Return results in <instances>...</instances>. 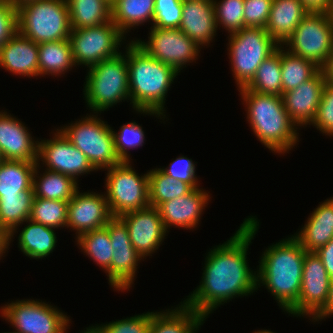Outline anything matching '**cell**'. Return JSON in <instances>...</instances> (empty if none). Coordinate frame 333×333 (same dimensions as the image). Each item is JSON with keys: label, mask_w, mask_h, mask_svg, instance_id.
Instances as JSON below:
<instances>
[{"label": "cell", "mask_w": 333, "mask_h": 333, "mask_svg": "<svg viewBox=\"0 0 333 333\" xmlns=\"http://www.w3.org/2000/svg\"><path fill=\"white\" fill-rule=\"evenodd\" d=\"M40 169L37 163L32 184L34 197L68 202L78 190L79 184L73 178L47 169L40 173Z\"/></svg>", "instance_id": "83f0119b"}, {"label": "cell", "mask_w": 333, "mask_h": 333, "mask_svg": "<svg viewBox=\"0 0 333 333\" xmlns=\"http://www.w3.org/2000/svg\"><path fill=\"white\" fill-rule=\"evenodd\" d=\"M155 0H115L111 5V21L125 35L139 25L153 22Z\"/></svg>", "instance_id": "f546056e"}, {"label": "cell", "mask_w": 333, "mask_h": 333, "mask_svg": "<svg viewBox=\"0 0 333 333\" xmlns=\"http://www.w3.org/2000/svg\"><path fill=\"white\" fill-rule=\"evenodd\" d=\"M328 15H329L330 20H331L332 23H333V0H332V2H331V6H330V9H329V11H328Z\"/></svg>", "instance_id": "11a10c76"}, {"label": "cell", "mask_w": 333, "mask_h": 333, "mask_svg": "<svg viewBox=\"0 0 333 333\" xmlns=\"http://www.w3.org/2000/svg\"><path fill=\"white\" fill-rule=\"evenodd\" d=\"M131 40H135L152 58L170 65L178 73L186 67V64L189 65L197 60L202 49L179 28L151 26L147 41L137 38Z\"/></svg>", "instance_id": "4fadbf2b"}, {"label": "cell", "mask_w": 333, "mask_h": 333, "mask_svg": "<svg viewBox=\"0 0 333 333\" xmlns=\"http://www.w3.org/2000/svg\"><path fill=\"white\" fill-rule=\"evenodd\" d=\"M325 136H333V85L326 82L317 114L311 123Z\"/></svg>", "instance_id": "7bdbcfd3"}, {"label": "cell", "mask_w": 333, "mask_h": 333, "mask_svg": "<svg viewBox=\"0 0 333 333\" xmlns=\"http://www.w3.org/2000/svg\"><path fill=\"white\" fill-rule=\"evenodd\" d=\"M180 304L174 309L153 312L149 333H197L206 319L182 301Z\"/></svg>", "instance_id": "d4e9b609"}, {"label": "cell", "mask_w": 333, "mask_h": 333, "mask_svg": "<svg viewBox=\"0 0 333 333\" xmlns=\"http://www.w3.org/2000/svg\"><path fill=\"white\" fill-rule=\"evenodd\" d=\"M39 76L59 77L76 67L69 39L38 44Z\"/></svg>", "instance_id": "f1b7e54d"}, {"label": "cell", "mask_w": 333, "mask_h": 333, "mask_svg": "<svg viewBox=\"0 0 333 333\" xmlns=\"http://www.w3.org/2000/svg\"><path fill=\"white\" fill-rule=\"evenodd\" d=\"M196 164L192 159L184 155L177 157L169 166L159 168L164 174L172 177L179 182L189 184L193 189L199 188L200 184L196 176Z\"/></svg>", "instance_id": "ee69618b"}, {"label": "cell", "mask_w": 333, "mask_h": 333, "mask_svg": "<svg viewBox=\"0 0 333 333\" xmlns=\"http://www.w3.org/2000/svg\"><path fill=\"white\" fill-rule=\"evenodd\" d=\"M16 116L0 111V153L3 160L38 162V139Z\"/></svg>", "instance_id": "44dd1931"}, {"label": "cell", "mask_w": 333, "mask_h": 333, "mask_svg": "<svg viewBox=\"0 0 333 333\" xmlns=\"http://www.w3.org/2000/svg\"><path fill=\"white\" fill-rule=\"evenodd\" d=\"M52 133V138L38 140V164H43L47 170L65 174L76 182H79L80 175L96 171L87 157L69 141L59 128Z\"/></svg>", "instance_id": "9a60e30c"}, {"label": "cell", "mask_w": 333, "mask_h": 333, "mask_svg": "<svg viewBox=\"0 0 333 333\" xmlns=\"http://www.w3.org/2000/svg\"><path fill=\"white\" fill-rule=\"evenodd\" d=\"M17 32V8L0 0V47Z\"/></svg>", "instance_id": "bcb514c9"}, {"label": "cell", "mask_w": 333, "mask_h": 333, "mask_svg": "<svg viewBox=\"0 0 333 333\" xmlns=\"http://www.w3.org/2000/svg\"><path fill=\"white\" fill-rule=\"evenodd\" d=\"M273 0H244V26L263 27L268 22Z\"/></svg>", "instance_id": "f6af8a7d"}, {"label": "cell", "mask_w": 333, "mask_h": 333, "mask_svg": "<svg viewBox=\"0 0 333 333\" xmlns=\"http://www.w3.org/2000/svg\"><path fill=\"white\" fill-rule=\"evenodd\" d=\"M71 31L66 0H37L17 8V32L37 44L69 39Z\"/></svg>", "instance_id": "8992f818"}, {"label": "cell", "mask_w": 333, "mask_h": 333, "mask_svg": "<svg viewBox=\"0 0 333 333\" xmlns=\"http://www.w3.org/2000/svg\"><path fill=\"white\" fill-rule=\"evenodd\" d=\"M100 118L98 113L91 115L90 112L79 121L59 128L96 171H104L122 162L115 149L112 127Z\"/></svg>", "instance_id": "ba28073f"}, {"label": "cell", "mask_w": 333, "mask_h": 333, "mask_svg": "<svg viewBox=\"0 0 333 333\" xmlns=\"http://www.w3.org/2000/svg\"><path fill=\"white\" fill-rule=\"evenodd\" d=\"M10 244V233L0 225V260L5 257L4 254L8 252Z\"/></svg>", "instance_id": "f907efd6"}, {"label": "cell", "mask_w": 333, "mask_h": 333, "mask_svg": "<svg viewBox=\"0 0 333 333\" xmlns=\"http://www.w3.org/2000/svg\"><path fill=\"white\" fill-rule=\"evenodd\" d=\"M326 82L320 70L308 81L282 94L284 108L299 130L314 121Z\"/></svg>", "instance_id": "ffe728a7"}, {"label": "cell", "mask_w": 333, "mask_h": 333, "mask_svg": "<svg viewBox=\"0 0 333 333\" xmlns=\"http://www.w3.org/2000/svg\"><path fill=\"white\" fill-rule=\"evenodd\" d=\"M112 133L115 149L121 161H131L129 149L142 147L145 141V132L135 121L125 123L118 132L112 129Z\"/></svg>", "instance_id": "ab89813d"}, {"label": "cell", "mask_w": 333, "mask_h": 333, "mask_svg": "<svg viewBox=\"0 0 333 333\" xmlns=\"http://www.w3.org/2000/svg\"><path fill=\"white\" fill-rule=\"evenodd\" d=\"M209 193L199 187L186 195L163 202L158 210L165 230L169 233L168 230L172 226L187 230L196 229L208 202L211 201Z\"/></svg>", "instance_id": "d6986e66"}, {"label": "cell", "mask_w": 333, "mask_h": 333, "mask_svg": "<svg viewBox=\"0 0 333 333\" xmlns=\"http://www.w3.org/2000/svg\"><path fill=\"white\" fill-rule=\"evenodd\" d=\"M193 188L167 176L158 167L148 170L149 204L158 208L163 202L188 194Z\"/></svg>", "instance_id": "8d00e7d4"}, {"label": "cell", "mask_w": 333, "mask_h": 333, "mask_svg": "<svg viewBox=\"0 0 333 333\" xmlns=\"http://www.w3.org/2000/svg\"><path fill=\"white\" fill-rule=\"evenodd\" d=\"M323 262L328 275L333 278V238L314 252Z\"/></svg>", "instance_id": "7dc6e473"}, {"label": "cell", "mask_w": 333, "mask_h": 333, "mask_svg": "<svg viewBox=\"0 0 333 333\" xmlns=\"http://www.w3.org/2000/svg\"><path fill=\"white\" fill-rule=\"evenodd\" d=\"M131 164V161H122L105 169V195L113 217L150 206L148 171L139 176Z\"/></svg>", "instance_id": "9c48e42d"}, {"label": "cell", "mask_w": 333, "mask_h": 333, "mask_svg": "<svg viewBox=\"0 0 333 333\" xmlns=\"http://www.w3.org/2000/svg\"><path fill=\"white\" fill-rule=\"evenodd\" d=\"M333 315V278L331 279L328 299L325 307L312 319L314 322H319L325 318H329Z\"/></svg>", "instance_id": "681fc988"}, {"label": "cell", "mask_w": 333, "mask_h": 333, "mask_svg": "<svg viewBox=\"0 0 333 333\" xmlns=\"http://www.w3.org/2000/svg\"><path fill=\"white\" fill-rule=\"evenodd\" d=\"M238 91L249 126L261 144L272 153H289L300 137L297 125L284 108L282 96L260 94L249 89Z\"/></svg>", "instance_id": "277c9868"}, {"label": "cell", "mask_w": 333, "mask_h": 333, "mask_svg": "<svg viewBox=\"0 0 333 333\" xmlns=\"http://www.w3.org/2000/svg\"><path fill=\"white\" fill-rule=\"evenodd\" d=\"M15 8H18L28 2L37 1V0H8Z\"/></svg>", "instance_id": "db71d44e"}, {"label": "cell", "mask_w": 333, "mask_h": 333, "mask_svg": "<svg viewBox=\"0 0 333 333\" xmlns=\"http://www.w3.org/2000/svg\"><path fill=\"white\" fill-rule=\"evenodd\" d=\"M33 199V190L21 191L17 196H0V225L10 233V241L23 222L30 218Z\"/></svg>", "instance_id": "1f68e13d"}, {"label": "cell", "mask_w": 333, "mask_h": 333, "mask_svg": "<svg viewBox=\"0 0 333 333\" xmlns=\"http://www.w3.org/2000/svg\"><path fill=\"white\" fill-rule=\"evenodd\" d=\"M290 236L268 246L260 256L256 270L257 288L265 286L285 313L300 296L307 253L300 242L293 235Z\"/></svg>", "instance_id": "3957f363"}, {"label": "cell", "mask_w": 333, "mask_h": 333, "mask_svg": "<svg viewBox=\"0 0 333 333\" xmlns=\"http://www.w3.org/2000/svg\"><path fill=\"white\" fill-rule=\"evenodd\" d=\"M0 313L15 333H67L71 323L66 313L39 299L8 302L1 306Z\"/></svg>", "instance_id": "30bf717a"}, {"label": "cell", "mask_w": 333, "mask_h": 333, "mask_svg": "<svg viewBox=\"0 0 333 333\" xmlns=\"http://www.w3.org/2000/svg\"><path fill=\"white\" fill-rule=\"evenodd\" d=\"M321 70L324 73V77H325L327 83L333 85V49L328 57L327 62L321 68Z\"/></svg>", "instance_id": "816d5d0a"}, {"label": "cell", "mask_w": 333, "mask_h": 333, "mask_svg": "<svg viewBox=\"0 0 333 333\" xmlns=\"http://www.w3.org/2000/svg\"><path fill=\"white\" fill-rule=\"evenodd\" d=\"M126 36L112 22L100 26L72 29L69 40L76 66L89 68L119 54ZM123 43V44H122Z\"/></svg>", "instance_id": "7c38bea8"}, {"label": "cell", "mask_w": 333, "mask_h": 333, "mask_svg": "<svg viewBox=\"0 0 333 333\" xmlns=\"http://www.w3.org/2000/svg\"><path fill=\"white\" fill-rule=\"evenodd\" d=\"M38 44L16 32L0 47V67L12 75L39 76Z\"/></svg>", "instance_id": "603a6c76"}, {"label": "cell", "mask_w": 333, "mask_h": 333, "mask_svg": "<svg viewBox=\"0 0 333 333\" xmlns=\"http://www.w3.org/2000/svg\"><path fill=\"white\" fill-rule=\"evenodd\" d=\"M68 202L34 197L30 218L34 222L59 229L67 226Z\"/></svg>", "instance_id": "74e56055"}, {"label": "cell", "mask_w": 333, "mask_h": 333, "mask_svg": "<svg viewBox=\"0 0 333 333\" xmlns=\"http://www.w3.org/2000/svg\"><path fill=\"white\" fill-rule=\"evenodd\" d=\"M227 38V53L237 89L246 87L261 63L280 46L263 27H244Z\"/></svg>", "instance_id": "52a82bcc"}, {"label": "cell", "mask_w": 333, "mask_h": 333, "mask_svg": "<svg viewBox=\"0 0 333 333\" xmlns=\"http://www.w3.org/2000/svg\"><path fill=\"white\" fill-rule=\"evenodd\" d=\"M119 218L127 226L130 241L143 259L157 252L166 239L168 232L156 207L132 210L120 215Z\"/></svg>", "instance_id": "e0dca14e"}, {"label": "cell", "mask_w": 333, "mask_h": 333, "mask_svg": "<svg viewBox=\"0 0 333 333\" xmlns=\"http://www.w3.org/2000/svg\"><path fill=\"white\" fill-rule=\"evenodd\" d=\"M308 13L300 0H273L265 29L282 45Z\"/></svg>", "instance_id": "484cf974"}, {"label": "cell", "mask_w": 333, "mask_h": 333, "mask_svg": "<svg viewBox=\"0 0 333 333\" xmlns=\"http://www.w3.org/2000/svg\"><path fill=\"white\" fill-rule=\"evenodd\" d=\"M27 225L19 231L18 248L30 259H42L55 249L57 237L55 229L27 219Z\"/></svg>", "instance_id": "4316f807"}, {"label": "cell", "mask_w": 333, "mask_h": 333, "mask_svg": "<svg viewBox=\"0 0 333 333\" xmlns=\"http://www.w3.org/2000/svg\"><path fill=\"white\" fill-rule=\"evenodd\" d=\"M256 216H248L238 230L223 244L206 254L200 284L183 303L205 319L221 305L236 297L253 294L257 288V271L249 267L247 254L259 229Z\"/></svg>", "instance_id": "6da1fadb"}, {"label": "cell", "mask_w": 333, "mask_h": 333, "mask_svg": "<svg viewBox=\"0 0 333 333\" xmlns=\"http://www.w3.org/2000/svg\"><path fill=\"white\" fill-rule=\"evenodd\" d=\"M80 333H102L99 327L95 324V326L86 327V330H81Z\"/></svg>", "instance_id": "f5cc1de1"}, {"label": "cell", "mask_w": 333, "mask_h": 333, "mask_svg": "<svg viewBox=\"0 0 333 333\" xmlns=\"http://www.w3.org/2000/svg\"><path fill=\"white\" fill-rule=\"evenodd\" d=\"M241 89L282 96L280 46L261 63L251 82Z\"/></svg>", "instance_id": "d590c367"}, {"label": "cell", "mask_w": 333, "mask_h": 333, "mask_svg": "<svg viewBox=\"0 0 333 333\" xmlns=\"http://www.w3.org/2000/svg\"><path fill=\"white\" fill-rule=\"evenodd\" d=\"M179 29L201 48L208 47L218 30L213 1L183 0Z\"/></svg>", "instance_id": "7402d4cb"}, {"label": "cell", "mask_w": 333, "mask_h": 333, "mask_svg": "<svg viewBox=\"0 0 333 333\" xmlns=\"http://www.w3.org/2000/svg\"><path fill=\"white\" fill-rule=\"evenodd\" d=\"M71 29L100 26L111 21V5L105 0H66Z\"/></svg>", "instance_id": "d6a6232c"}, {"label": "cell", "mask_w": 333, "mask_h": 333, "mask_svg": "<svg viewBox=\"0 0 333 333\" xmlns=\"http://www.w3.org/2000/svg\"><path fill=\"white\" fill-rule=\"evenodd\" d=\"M282 94L314 77L321 68L310 60L288 52L280 45Z\"/></svg>", "instance_id": "e575fe53"}, {"label": "cell", "mask_w": 333, "mask_h": 333, "mask_svg": "<svg viewBox=\"0 0 333 333\" xmlns=\"http://www.w3.org/2000/svg\"><path fill=\"white\" fill-rule=\"evenodd\" d=\"M113 248L111 260V287L124 292L134 284L137 266L144 259L133 247L128 228L119 217H112L105 226Z\"/></svg>", "instance_id": "2e32d148"}, {"label": "cell", "mask_w": 333, "mask_h": 333, "mask_svg": "<svg viewBox=\"0 0 333 333\" xmlns=\"http://www.w3.org/2000/svg\"><path fill=\"white\" fill-rule=\"evenodd\" d=\"M253 333H276V332H273V331H270V330H267V329H261V330H258V331H254Z\"/></svg>", "instance_id": "9f6ffc18"}, {"label": "cell", "mask_w": 333, "mask_h": 333, "mask_svg": "<svg viewBox=\"0 0 333 333\" xmlns=\"http://www.w3.org/2000/svg\"><path fill=\"white\" fill-rule=\"evenodd\" d=\"M2 161H3V158H2L1 153H0V164H1Z\"/></svg>", "instance_id": "680465c9"}, {"label": "cell", "mask_w": 333, "mask_h": 333, "mask_svg": "<svg viewBox=\"0 0 333 333\" xmlns=\"http://www.w3.org/2000/svg\"><path fill=\"white\" fill-rule=\"evenodd\" d=\"M217 26L228 34L244 28V0H212Z\"/></svg>", "instance_id": "f35d334b"}, {"label": "cell", "mask_w": 333, "mask_h": 333, "mask_svg": "<svg viewBox=\"0 0 333 333\" xmlns=\"http://www.w3.org/2000/svg\"><path fill=\"white\" fill-rule=\"evenodd\" d=\"M308 12L328 13L332 0H300Z\"/></svg>", "instance_id": "c3c4849f"}, {"label": "cell", "mask_w": 333, "mask_h": 333, "mask_svg": "<svg viewBox=\"0 0 333 333\" xmlns=\"http://www.w3.org/2000/svg\"><path fill=\"white\" fill-rule=\"evenodd\" d=\"M294 237L306 252H315L333 238V196L321 202Z\"/></svg>", "instance_id": "cb8c5ba5"}, {"label": "cell", "mask_w": 333, "mask_h": 333, "mask_svg": "<svg viewBox=\"0 0 333 333\" xmlns=\"http://www.w3.org/2000/svg\"><path fill=\"white\" fill-rule=\"evenodd\" d=\"M183 0H155L154 27L179 28L182 19Z\"/></svg>", "instance_id": "60d3db41"}, {"label": "cell", "mask_w": 333, "mask_h": 333, "mask_svg": "<svg viewBox=\"0 0 333 333\" xmlns=\"http://www.w3.org/2000/svg\"><path fill=\"white\" fill-rule=\"evenodd\" d=\"M154 311L127 317L125 319L96 324L102 333H149L151 315Z\"/></svg>", "instance_id": "b9f144b4"}, {"label": "cell", "mask_w": 333, "mask_h": 333, "mask_svg": "<svg viewBox=\"0 0 333 333\" xmlns=\"http://www.w3.org/2000/svg\"><path fill=\"white\" fill-rule=\"evenodd\" d=\"M37 162L3 160L0 164V196H17L33 190V173Z\"/></svg>", "instance_id": "4dcf8cb0"}, {"label": "cell", "mask_w": 333, "mask_h": 333, "mask_svg": "<svg viewBox=\"0 0 333 333\" xmlns=\"http://www.w3.org/2000/svg\"><path fill=\"white\" fill-rule=\"evenodd\" d=\"M77 246L91 260L96 262L105 271L111 286V260L113 248L106 227L89 231L75 238Z\"/></svg>", "instance_id": "836d02e7"}, {"label": "cell", "mask_w": 333, "mask_h": 333, "mask_svg": "<svg viewBox=\"0 0 333 333\" xmlns=\"http://www.w3.org/2000/svg\"><path fill=\"white\" fill-rule=\"evenodd\" d=\"M330 283L331 277L321 259L314 252H307L303 263L300 296L286 313L294 317H309L311 321L325 307Z\"/></svg>", "instance_id": "5bb4252c"}, {"label": "cell", "mask_w": 333, "mask_h": 333, "mask_svg": "<svg viewBox=\"0 0 333 333\" xmlns=\"http://www.w3.org/2000/svg\"><path fill=\"white\" fill-rule=\"evenodd\" d=\"M123 53L87 69L83 94L92 113L101 114L117 103L130 101L127 55Z\"/></svg>", "instance_id": "5b68a950"}, {"label": "cell", "mask_w": 333, "mask_h": 333, "mask_svg": "<svg viewBox=\"0 0 333 333\" xmlns=\"http://www.w3.org/2000/svg\"><path fill=\"white\" fill-rule=\"evenodd\" d=\"M67 226L75 232L76 238L81 234L104 228L113 217L105 193L80 192L68 201Z\"/></svg>", "instance_id": "ac0fdd59"}, {"label": "cell", "mask_w": 333, "mask_h": 333, "mask_svg": "<svg viewBox=\"0 0 333 333\" xmlns=\"http://www.w3.org/2000/svg\"><path fill=\"white\" fill-rule=\"evenodd\" d=\"M124 46L127 55L130 104L137 113L166 117L165 100L178 72L152 58L135 40Z\"/></svg>", "instance_id": "7a4b0ae2"}, {"label": "cell", "mask_w": 333, "mask_h": 333, "mask_svg": "<svg viewBox=\"0 0 333 333\" xmlns=\"http://www.w3.org/2000/svg\"><path fill=\"white\" fill-rule=\"evenodd\" d=\"M282 46L322 68L333 49V23L328 13L309 12Z\"/></svg>", "instance_id": "8fae6325"}, {"label": "cell", "mask_w": 333, "mask_h": 333, "mask_svg": "<svg viewBox=\"0 0 333 333\" xmlns=\"http://www.w3.org/2000/svg\"><path fill=\"white\" fill-rule=\"evenodd\" d=\"M105 1H107L110 5H112L115 0H105Z\"/></svg>", "instance_id": "6f0895ef"}]
</instances>
